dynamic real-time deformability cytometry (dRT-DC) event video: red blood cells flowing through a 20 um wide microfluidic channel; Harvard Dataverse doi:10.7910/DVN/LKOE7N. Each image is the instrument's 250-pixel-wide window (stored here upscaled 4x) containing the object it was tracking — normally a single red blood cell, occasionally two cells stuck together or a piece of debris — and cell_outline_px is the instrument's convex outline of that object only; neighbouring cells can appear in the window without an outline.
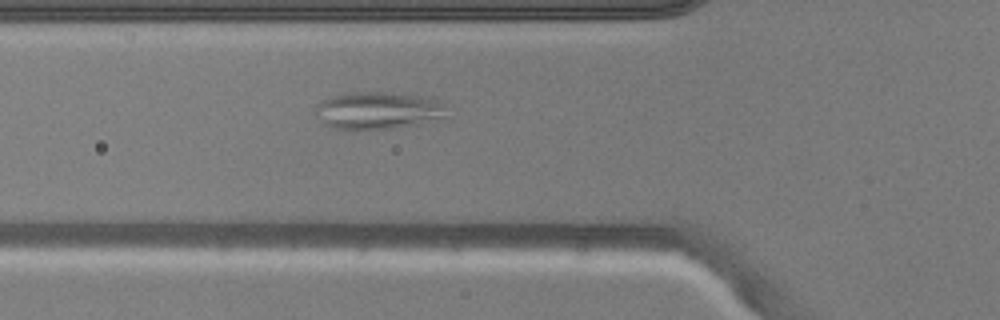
{"species": "common noctule bat (a hibernating species)", "species_latin": "Nyctalus noctula", "temperature_condition": "warm", "stored_images_in_passage": 43, "camera_frame_rate_fps": 3000, "um_per_image_px": 0.085, "animal": {"sex": "male", "body_mass_g": 20.5, "forearm_length_mm": 52.5}, "frame": {"image": 1, "passage_image": 9, "time_ms": 2.667, "image_size_px": [1000, 320], "cell_outline_px": [[448, 116], [416, 124], [396, 128], [356, 132], [332, 128], [324, 124], [316, 112], [316, 104], [332, 96], [352, 92], [384, 92], [420, 96], [448, 100]], "centroid_in_image_um": [32.2, 9.42], "position_along_channel_um": 93.6, "area_um2": 29.48}}
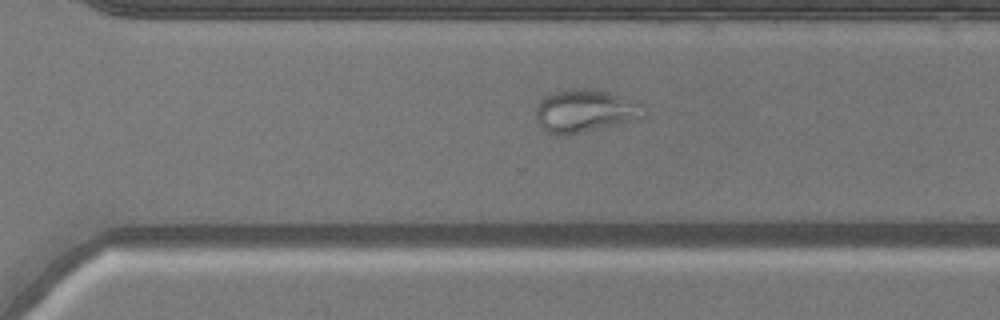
{"frame": {"image": 2, "passage_image": 26, "time_ms": 8.333, "image_size_px": [1000, 320], "cell_outline_px": [[648, 116], [644, 120], [580, 132], [556, 136], [540, 128], [536, 120], [536, 108], [540, 100], [544, 96], [556, 92], [572, 88], [576, 88], [604, 92], [624, 96], [636, 100], [644, 104], [648, 108]], "centroid_in_image_um": [49.84, 9.45], "position_along_channel_um": 320.8, "area_um2": 27.57}}
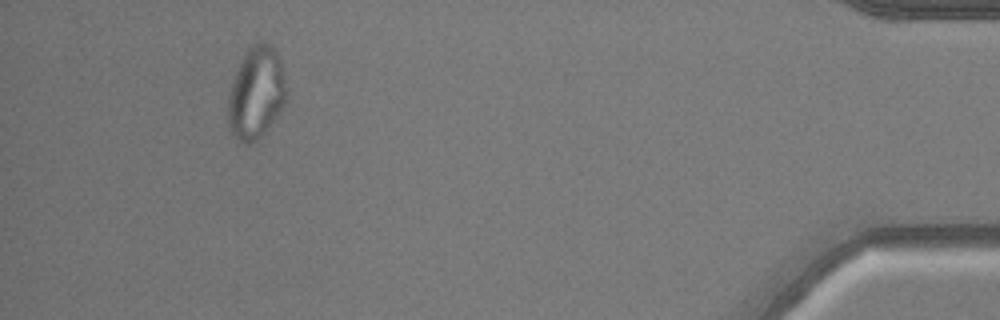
{"frame": {"image": 3, "passage_image": 38, "time_ms": 12.333, "image_size_px": [1000, 320], "cell_outline_px": [[288, 100], [280, 112], [264, 132], [252, 144], [244, 144], [228, 128], [228, 96], [236, 72], [244, 56], [256, 44], [268, 44], [276, 52], [284, 72]], "centroid_in_image_um": [21.8, 7.97], "position_along_channel_um": 413.4, "area_um2": 30.69}}